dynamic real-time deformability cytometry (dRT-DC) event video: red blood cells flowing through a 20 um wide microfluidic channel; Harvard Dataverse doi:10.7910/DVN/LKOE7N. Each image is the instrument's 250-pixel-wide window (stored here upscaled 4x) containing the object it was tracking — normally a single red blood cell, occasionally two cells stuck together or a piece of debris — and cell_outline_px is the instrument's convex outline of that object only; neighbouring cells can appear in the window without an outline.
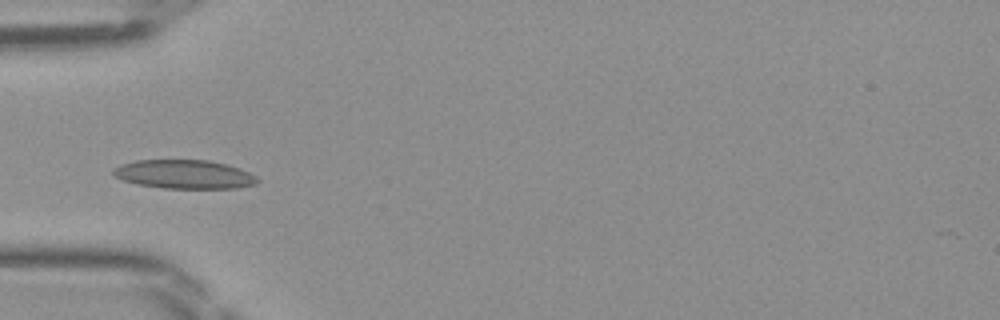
{"species": "Egyptian fruit bat (a non-hibernating species)", "species_latin": "Rousettus aegyptiacus", "temperature_condition": "room temperature", "stored_images_in_passage": 15, "camera_frame_rate_fps": 3000, "um_per_image_px": 0.085, "frame": {"image": 1, "passage_image": 3, "time_ms": 0.667, "image_size_px": [1000, 320], "cell_outline_px": [[260, 180], [256, 184], [236, 188], [164, 188], [136, 184], [124, 180], [116, 176], [112, 172], [112, 168], [120, 164], [136, 160], [208, 160], [228, 164], [240, 168], [256, 176]], "centroid_in_image_um": [15.67, 14.81], "position_along_channel_um": 69.3, "area_um2": 24.28}}